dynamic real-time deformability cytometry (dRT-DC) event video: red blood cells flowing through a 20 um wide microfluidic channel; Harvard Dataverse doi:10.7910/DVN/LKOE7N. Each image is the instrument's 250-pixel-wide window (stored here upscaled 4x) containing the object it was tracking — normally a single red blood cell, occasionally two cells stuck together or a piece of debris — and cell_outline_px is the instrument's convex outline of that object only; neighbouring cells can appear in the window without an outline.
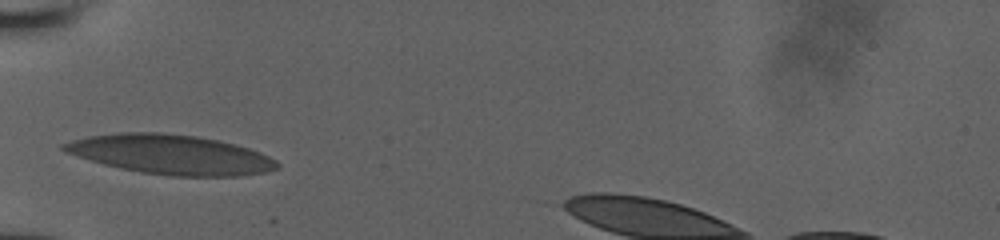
{"species": "human", "species_latin": "Homo sapiens", "temperature_condition": "room temperature", "stored_images_in_passage": 11, "camera_frame_rate_fps": 3000, "um_per_image_px": 0.085, "donor": {"sex": "male"}, "frame": {"image": 1, "passage_image": 1, "time_ms": 0.0, "image_size_px": [1000, 240], "cell_outline_px": [[280, 168], [268, 172], [240, 176], [172, 176], [140, 172], [120, 168], [104, 164], [64, 152], [60, 148], [60, 144], [72, 140], [88, 136], [120, 132], [160, 132], [196, 136], [220, 140], [236, 144], [260, 152], [276, 160], [280, 164]], "centroid_in_image_um": [14.53, 13.13], "position_along_channel_um": 70.5, "area_um2": 49.42}}
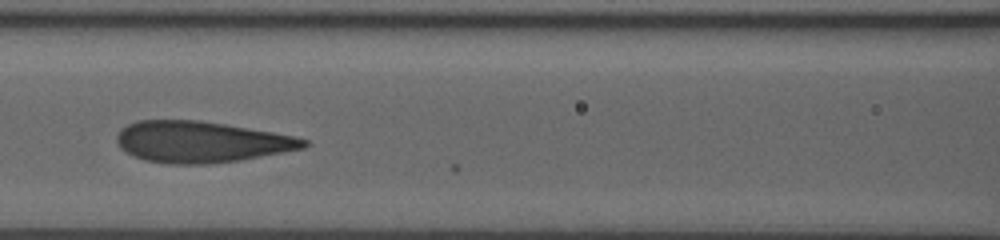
{"frame": {"image": 2, "passage_image": 6, "time_ms": 2.0, "image_size_px": [1000, 240], "cell_outline_px": [[308, 144], [304, 148], [284, 152], [240, 160], [208, 164], [168, 164], [144, 160], [132, 156], [120, 148], [116, 140], [116, 136], [120, 128], [136, 120], [200, 120], [296, 136], [308, 140]], "centroid_in_image_um": [17.05, 12.06], "position_along_channel_um": 149.5, "area_um2": 45.08}}
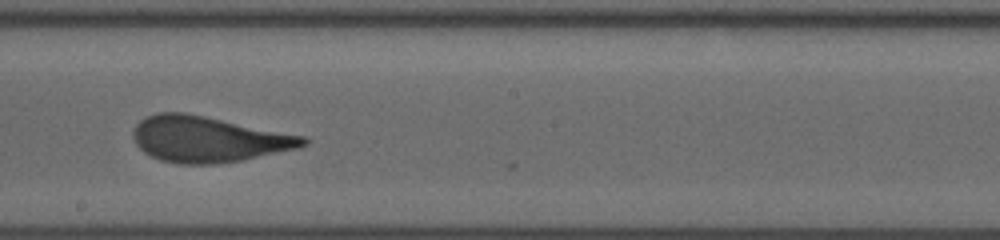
{"frame": {"image": 3, "passage_image": 10, "time_ms": 4.0, "image_size_px": [1000, 240], "cell_outline_px": [[308, 144], [300, 148], [240, 160], [216, 164], [176, 164], [160, 160], [144, 152], [136, 144], [132, 136], [132, 132], [136, 124], [140, 120], [156, 112], [184, 112], [304, 136], [308, 140]], "centroid_in_image_um": [17.67, 11.83], "position_along_channel_um": 230.5, "area_um2": 45.26}}